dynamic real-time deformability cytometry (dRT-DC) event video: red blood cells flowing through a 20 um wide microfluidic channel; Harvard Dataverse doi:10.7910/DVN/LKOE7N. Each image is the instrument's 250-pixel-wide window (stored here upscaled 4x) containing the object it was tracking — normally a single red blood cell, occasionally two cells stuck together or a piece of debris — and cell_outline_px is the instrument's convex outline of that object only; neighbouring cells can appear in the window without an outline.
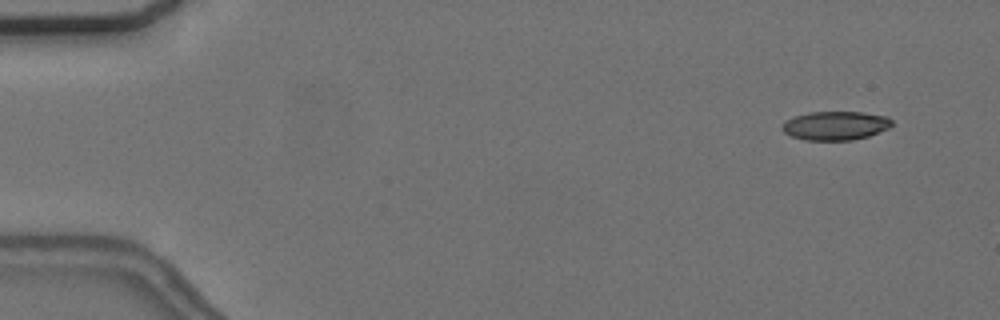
{"species": "common noctule bat (a hibernating species)", "species_latin": "Nyctalus noctula", "temperature_condition": "cold", "stored_images_in_passage": 6, "camera_frame_rate_fps": 3000, "um_per_image_px": 0.085, "animal": {"sex": "female", "body_mass_g": 24.6, "forearm_length_mm": 56.2}, "frame": {"image": 1, "passage_image": 1, "time_ms": 0.0, "image_size_px": [1000, 320], "cell_outline_px": [[892, 124], [888, 128], [868, 136], [852, 140], [804, 140], [792, 136], [784, 132], [780, 128], [788, 120], [796, 116], [808, 112], [860, 112], [888, 116], [892, 120]], "centroid_in_image_um": [71.02, 10.68], "position_along_channel_um": 14.0, "area_um2": 18.26}}
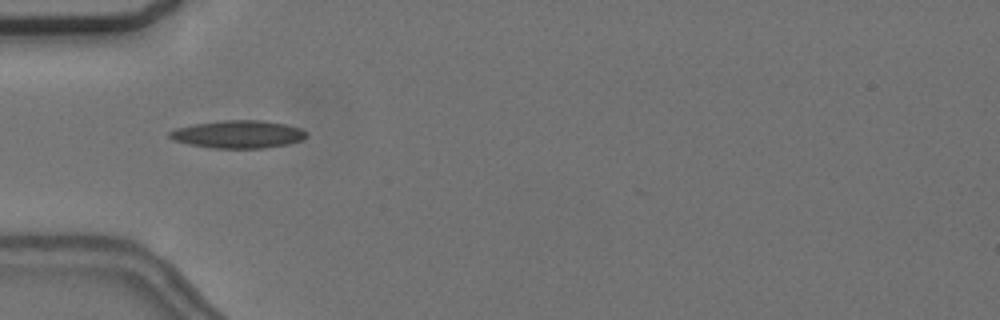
{"frame": {"image": 2, "passage_image": 5, "time_ms": 4.667, "image_size_px": [1000, 320], "cell_outline_px": [[308, 136], [304, 140], [288, 144], [264, 148], [212, 148], [188, 144], [172, 140], [168, 136], [168, 132], [176, 128], [192, 124], [224, 120], [264, 120], [288, 124], [300, 128], [308, 132]], "centroid_in_image_um": [20.27, 11.41], "position_along_channel_um": 64.7, "area_um2": 22.48}}
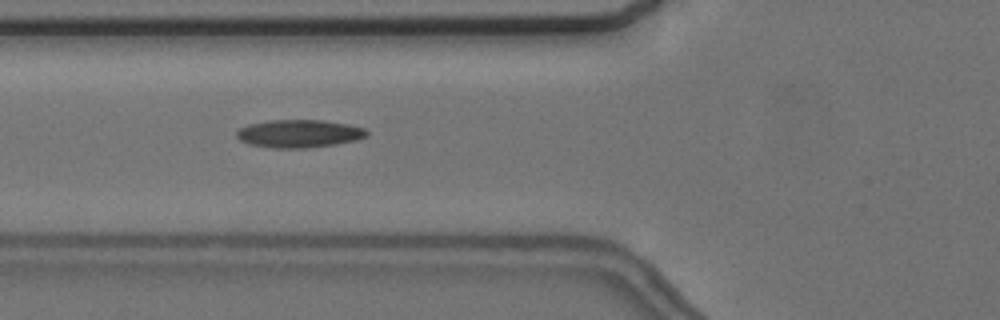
{"frame": {"image": 3, "passage_image": 6, "time_ms": 5.667, "image_size_px": [1000, 320], "cell_outline_px": [[368, 136], [356, 140], [336, 144], [308, 148], [272, 148], [248, 144], [240, 140], [236, 136], [236, 132], [240, 128], [248, 124], [272, 120], [324, 120], [348, 124], [364, 128], [368, 132]], "centroid_in_image_um": [25.42, 11.36], "position_along_channel_um": 100.4, "area_um2": 21.27}}